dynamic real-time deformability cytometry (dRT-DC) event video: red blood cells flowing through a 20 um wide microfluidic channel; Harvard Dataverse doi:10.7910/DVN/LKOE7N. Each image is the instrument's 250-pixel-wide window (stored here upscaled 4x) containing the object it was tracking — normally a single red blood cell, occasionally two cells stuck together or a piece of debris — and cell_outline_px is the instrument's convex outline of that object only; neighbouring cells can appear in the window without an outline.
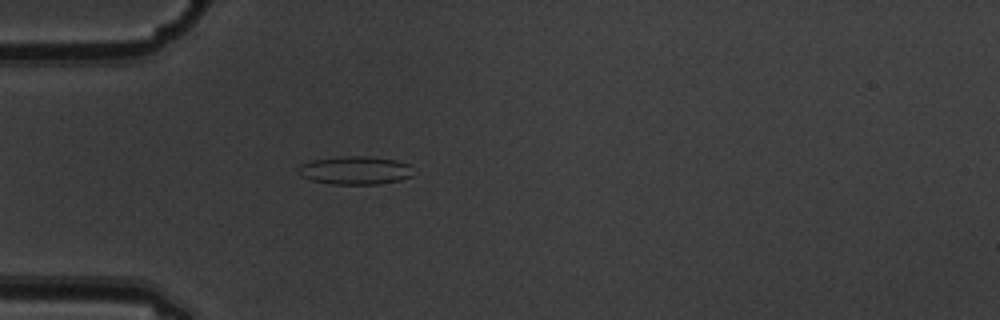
{"species": "common noctule bat (a hibernating species)", "species_latin": "Nyctalus noctula", "temperature_condition": "warm", "stored_images_in_passage": 2, "camera_frame_rate_fps": 3000, "um_per_image_px": 0.085, "animal": {"sex": "male", "body_mass_g": 19.5, "forearm_length_mm": 54.6}, "frame": {"image": 1, "passage_image": 2, "time_ms": 0.333, "image_size_px": [1000, 320], "cell_outline_px": [[412, 176], [400, 180], [380, 184], [332, 184], [312, 180], [300, 176], [300, 164], [312, 160], [340, 156], [368, 156], [396, 160], [408, 164]], "centroid_in_image_um": [30.18, 14.48], "position_along_channel_um": 54.8, "area_um2": 18.79}}